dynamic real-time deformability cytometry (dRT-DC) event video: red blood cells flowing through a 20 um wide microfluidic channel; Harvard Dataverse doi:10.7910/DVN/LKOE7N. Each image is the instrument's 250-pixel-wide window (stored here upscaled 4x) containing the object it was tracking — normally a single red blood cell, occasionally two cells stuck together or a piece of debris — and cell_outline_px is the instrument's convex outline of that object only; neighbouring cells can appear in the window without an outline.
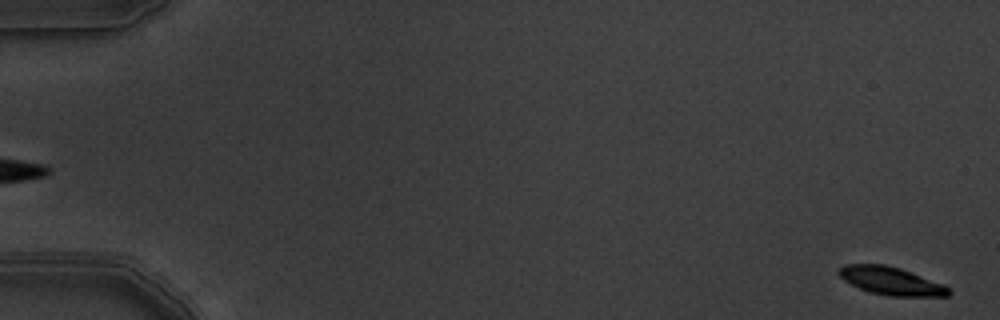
{"species": "common noctule bat (a hibernating species)", "species_latin": "Nyctalus noctula", "temperature_condition": "warm", "stored_images_in_passage": 4, "segment_of_instrument_passage": [2, 2], "camera_frame_rate_fps": 3000, "um_per_image_px": 0.085, "animal": {"sex": "male", "body_mass_g": 19.5, "forearm_length_mm": 54.6}, "frame": {"image": 1, "passage_image": 4, "time_ms": 1.0, "image_size_px": [1000, 320], "cell_outline_px": [[952, 292], [948, 296], [888, 296], [868, 292], [844, 280], [836, 272], [844, 264], [884, 264], [900, 268], [944, 284]], "centroid_in_image_um": [75.74, 23.88], "position_along_channel_um": 9.3, "area_um2": 17.92}}